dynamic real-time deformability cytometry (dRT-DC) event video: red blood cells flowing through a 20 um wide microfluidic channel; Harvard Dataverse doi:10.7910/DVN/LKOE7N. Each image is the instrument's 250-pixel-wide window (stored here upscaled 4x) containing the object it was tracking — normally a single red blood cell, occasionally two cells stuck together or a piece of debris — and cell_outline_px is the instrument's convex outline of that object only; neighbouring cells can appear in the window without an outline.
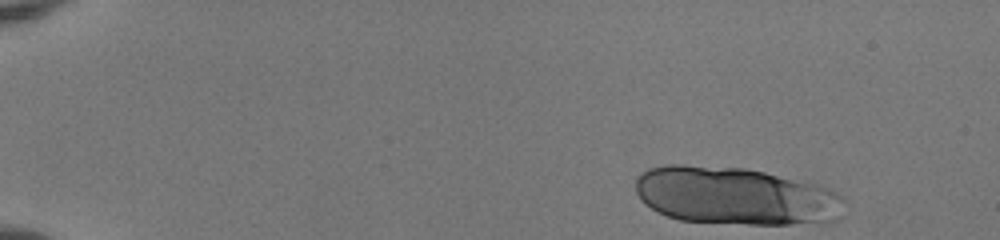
{"species": "human", "species_latin": "Homo sapiens", "temperature_condition": "room temperature", "stored_images_in_passage": 40, "camera_frame_rate_fps": 3000, "um_per_image_px": 0.085, "donor": {"sex": "female"}, "frame": {"image": 1, "passage_image": 3, "time_ms": 0.667, "image_size_px": [1000, 240], "cell_outline_px": [[792, 220], [776, 224], [764, 224], [688, 220], [672, 216], [648, 204], [644, 200], [640, 192], [640, 180], [648, 172], [656, 168], [700, 168], [756, 172], [772, 176], [780, 180]], "centroid_in_image_um": [60.88, 16.61], "position_along_channel_um": 24.1, "area_um2": 50.17}}
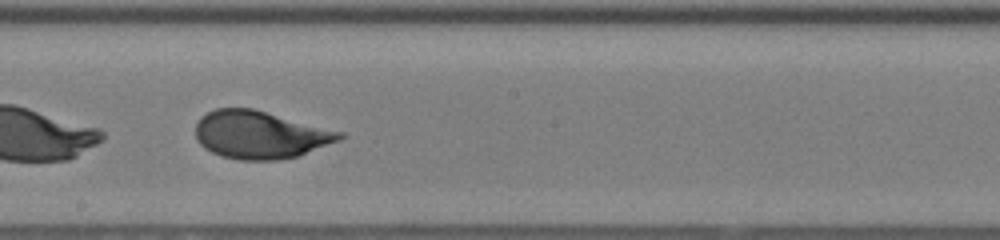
{"frame": {"image": 2, "passage_image": 29, "time_ms": 9.333, "image_size_px": [1000, 240], "cell_outline_px": [[340, 136], [332, 140], [292, 156], [232, 156], [220, 152], [204, 144], [200, 140], [200, 120], [204, 116], [212, 112], [224, 108], [244, 108], [260, 112]], "centroid_in_image_um": [21.92, 11.39], "position_along_channel_um": 226.3, "area_um2": 33.41}}
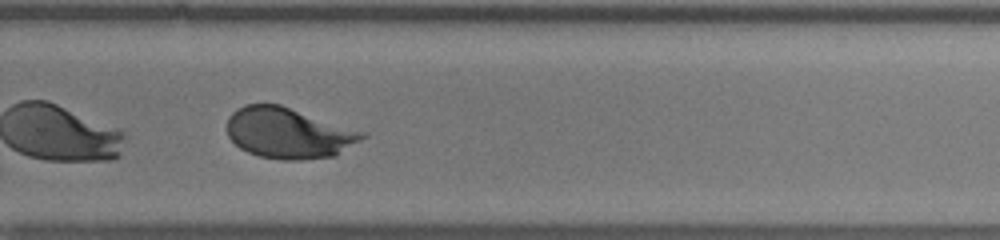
{"frame": {"image": 3, "passage_image": 35, "time_ms": 11.333, "image_size_px": [1000, 240], "cell_outline_px": [[348, 140], [336, 152], [320, 156], [268, 156], [252, 152], [244, 148], [228, 132], [228, 124], [232, 116], [236, 112], [252, 104], [276, 104]], "centroid_in_image_um": [23.9, 11.29], "position_along_channel_um": 305.9, "area_um2": 30.98}}